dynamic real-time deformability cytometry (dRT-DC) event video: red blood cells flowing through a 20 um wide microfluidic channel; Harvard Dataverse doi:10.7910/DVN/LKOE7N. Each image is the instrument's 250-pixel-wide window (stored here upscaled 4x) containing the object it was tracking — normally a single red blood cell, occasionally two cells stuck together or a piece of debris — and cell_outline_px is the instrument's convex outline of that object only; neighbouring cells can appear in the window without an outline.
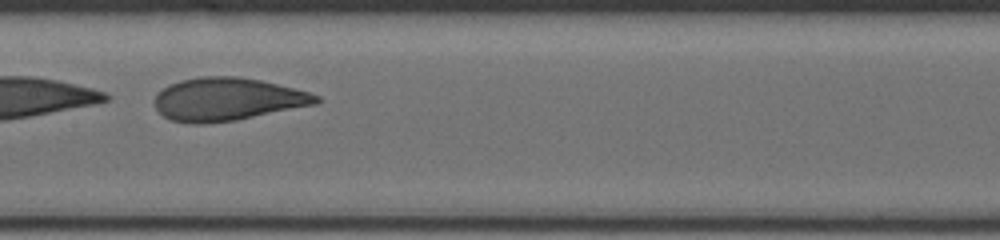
{"species": "human", "species_latin": "Homo sapiens", "temperature_condition": "cold", "stored_images_in_passage": 38, "camera_frame_rate_fps": 3000, "um_per_image_px": 0.085, "donor": {"sex": "male"}, "frame": {"image": 1, "passage_image": 17, "time_ms": 5.333, "image_size_px": [1000, 240], "cell_outline_px": [[320, 100], [316, 104], [236, 120], [204, 124], [196, 124], [172, 120], [164, 116], [156, 108], [156, 96], [168, 84], [180, 80], [200, 76], [240, 76], [260, 80], [308, 92], [320, 96]], "centroid_in_image_um": [19.32, 8.43], "position_along_channel_um": 188.1, "area_um2": 40.11}}
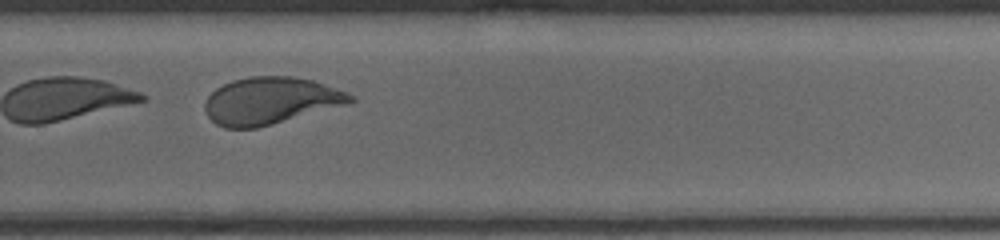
{"frame": {"image": 2, "passage_image": 27, "time_ms": 8.667, "image_size_px": [1000, 240], "cell_outline_px": [[356, 100], [348, 104], [256, 128], [224, 128], [216, 124], [208, 116], [204, 108], [204, 104], [208, 96], [216, 88], [232, 80], [252, 76], [292, 76], [312, 80], [348, 92]], "centroid_in_image_um": [22.98, 8.56], "position_along_channel_um": 306.8, "area_um2": 39.71}}